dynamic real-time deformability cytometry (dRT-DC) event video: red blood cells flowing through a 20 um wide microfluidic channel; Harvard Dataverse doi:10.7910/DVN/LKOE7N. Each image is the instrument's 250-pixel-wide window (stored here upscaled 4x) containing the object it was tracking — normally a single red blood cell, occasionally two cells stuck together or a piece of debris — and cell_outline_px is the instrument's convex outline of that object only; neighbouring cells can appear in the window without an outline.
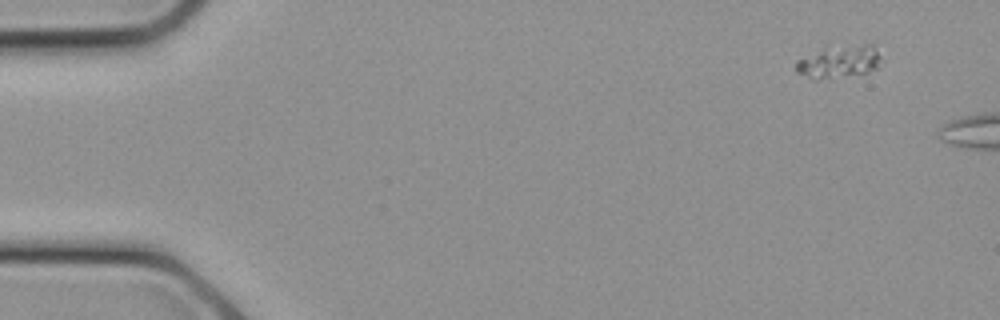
{"species": "common noctule bat (a hibernating species)", "species_latin": "Nyctalus noctula", "temperature_condition": "cold", "stored_images_in_passage": 3, "camera_frame_rate_fps": 3000, "um_per_image_px": 0.085, "animal": {"sex": "female", "body_mass_g": 21.9}, "frame": {"image": 1, "passage_image": 1, "time_ms": 0.0, "image_size_px": [1000, 320], "cell_outline_px": [[880, 60], [876, 68], [868, 72], [816, 80], [812, 80], [796, 72], [796, 60], [824, 48], [864, 44], [872, 44], [880, 56]], "centroid_in_image_um": [71.28, 5.26], "position_along_channel_um": 13.7, "area_um2": 15.9}}